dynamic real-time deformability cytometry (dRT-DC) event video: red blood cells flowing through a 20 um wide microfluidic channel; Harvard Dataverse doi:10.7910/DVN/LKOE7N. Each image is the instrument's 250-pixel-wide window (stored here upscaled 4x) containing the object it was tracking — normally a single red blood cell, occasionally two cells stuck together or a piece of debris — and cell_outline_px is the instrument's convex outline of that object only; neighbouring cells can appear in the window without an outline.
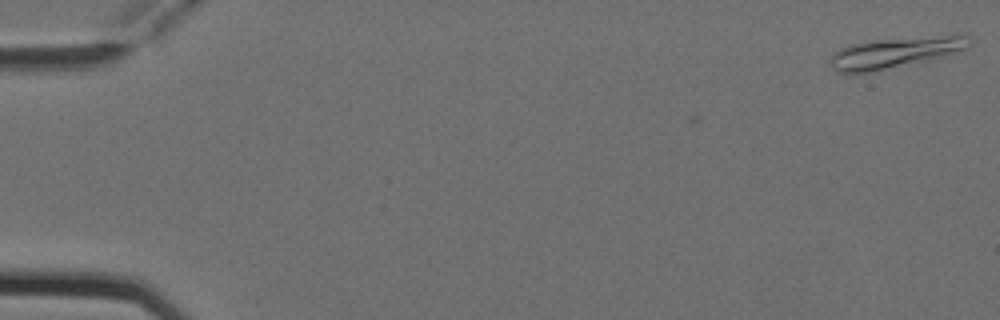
{"species": "Egyptian fruit bat (a non-hibernating species)", "species_latin": "Rousettus aegyptiacus", "temperature_condition": "cold", "stored_images_in_passage": 3, "camera_frame_rate_fps": 3000, "um_per_image_px": 0.085, "animal": {"sex": "female"}, "frame": {"image": 1, "passage_image": 1, "time_ms": 0.0, "image_size_px": [1000, 320], "cell_outline_px": [[972, 44], [968, 48], [956, 52], [928, 60], [868, 72], [836, 72], [832, 68], [832, 56], [840, 48], [852, 44], [880, 40], [956, 32], [964, 32], [972, 40]], "centroid_in_image_um": [76.28, 4.41], "position_along_channel_um": 8.7, "area_um2": 25.09}}